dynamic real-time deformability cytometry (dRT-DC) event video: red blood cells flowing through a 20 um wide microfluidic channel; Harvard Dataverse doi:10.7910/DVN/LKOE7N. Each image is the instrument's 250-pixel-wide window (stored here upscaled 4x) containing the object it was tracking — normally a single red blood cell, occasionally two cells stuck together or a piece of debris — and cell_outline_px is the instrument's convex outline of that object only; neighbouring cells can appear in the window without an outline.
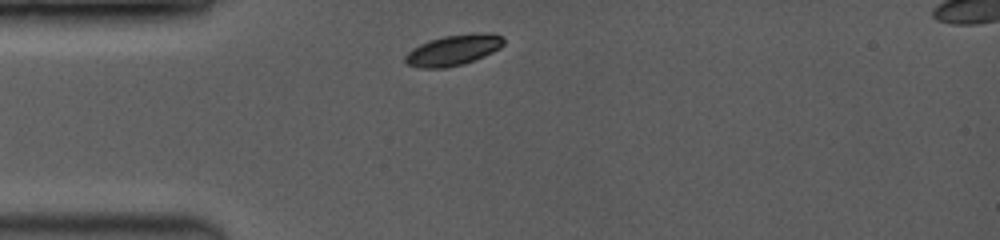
{"species": "common noctule bat (a hibernating species)", "species_latin": "Nyctalus noctula", "temperature_condition": "room temperature", "stored_images_in_passage": 1, "camera_frame_rate_fps": 3500, "um_per_image_px": 0.085, "animal": {"sex": "female", "body_mass_g": 19.0, "forearm_length_mm": 53.3}, "frame": {"image": 1, "passage_image": 1, "time_ms": 0.0, "image_size_px": [1000, 240], "cell_outline_px": [[504, 44], [500, 48], [492, 52], [472, 60], [460, 64], [444, 68], [420, 68], [408, 64], [404, 60], [404, 56], [412, 48], [428, 40], [444, 36], [476, 32], [496, 32], [504, 36]], "centroid_in_image_um": [38.56, 4.22], "position_along_channel_um": 46.4, "area_um2": 17.69}}